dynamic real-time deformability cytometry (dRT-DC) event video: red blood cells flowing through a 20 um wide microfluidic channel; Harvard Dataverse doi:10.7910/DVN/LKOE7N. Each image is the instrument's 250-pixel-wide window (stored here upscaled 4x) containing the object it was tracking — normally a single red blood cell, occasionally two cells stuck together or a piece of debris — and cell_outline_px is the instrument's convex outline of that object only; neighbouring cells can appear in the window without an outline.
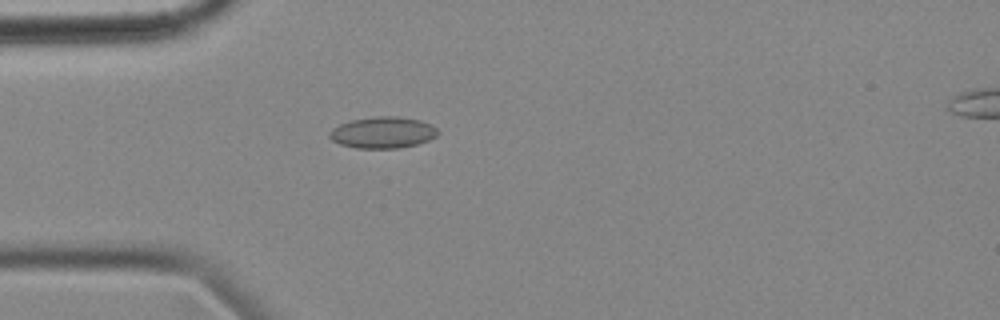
{"species": "common noctule bat (a hibernating species)", "species_latin": "Nyctalus noctula", "temperature_condition": "cold", "stored_images_in_passage": 53, "camera_frame_rate_fps": 3000, "um_per_image_px": 0.085, "animal": {"sex": "female", "body_mass_g": 18.4}, "frame": {"image": 1, "passage_image": 12, "time_ms": 3.667, "image_size_px": [1000, 320], "cell_outline_px": [[440, 132], [436, 136], [428, 140], [416, 144], [400, 148], [356, 148], [340, 144], [332, 140], [328, 136], [328, 132], [332, 128], [340, 124], [352, 120], [376, 116], [396, 116], [420, 120], [432, 124]], "centroid_in_image_um": [32.53, 11.26], "position_along_channel_um": 52.5, "area_um2": 19.88}}
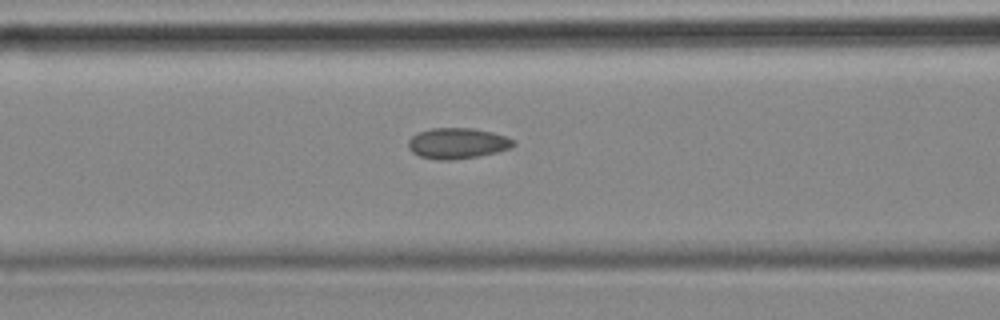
{"frame": {"image": 2, "passage_image": 19, "time_ms": 6.0, "image_size_px": [1000, 320], "cell_outline_px": [[516, 144], [508, 148], [496, 152], [476, 156], [452, 160], [436, 160], [420, 156], [412, 152], [408, 148], [408, 140], [412, 136], [420, 132], [432, 128], [472, 128], [492, 132], [516, 140]], "centroid_in_image_um": [38.86, 12.18], "position_along_channel_um": 127.7, "area_um2": 18.73}}
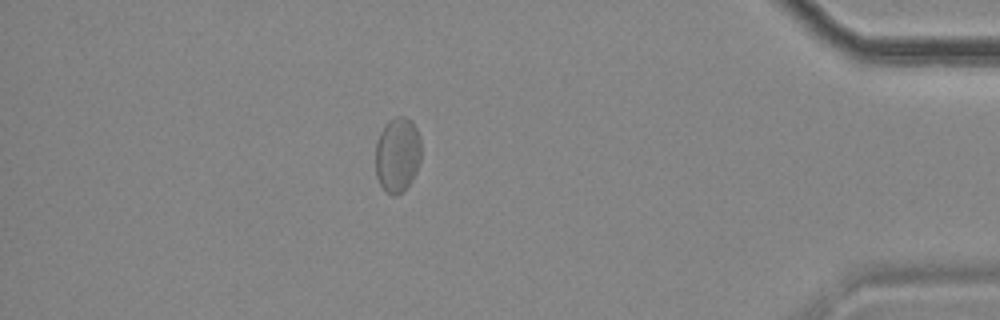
{"frame": {"image": 3, "passage_image": 46, "time_ms": 15.0, "image_size_px": [1000, 320], "cell_outline_px": [[420, 160], [416, 172], [412, 180], [396, 196], [392, 196], [380, 184], [376, 176], [376, 140], [380, 132], [388, 120], [396, 116], [404, 116], [412, 120], [420, 136]], "centroid_in_image_um": [33.78, 13.11], "position_along_channel_um": 401.4, "area_um2": 20.0}, "authors_computed_cell_mechanics": {"area_um2": 19.1318, "velocity_mm_per_s": 3.5226, "shape_relaxation_time_tau1_ms": null, "shape_relaxation_time_tau2_ms": 1.119, "deformation_change_tau1": null, "deformation_change_tau2": 0.0551}}